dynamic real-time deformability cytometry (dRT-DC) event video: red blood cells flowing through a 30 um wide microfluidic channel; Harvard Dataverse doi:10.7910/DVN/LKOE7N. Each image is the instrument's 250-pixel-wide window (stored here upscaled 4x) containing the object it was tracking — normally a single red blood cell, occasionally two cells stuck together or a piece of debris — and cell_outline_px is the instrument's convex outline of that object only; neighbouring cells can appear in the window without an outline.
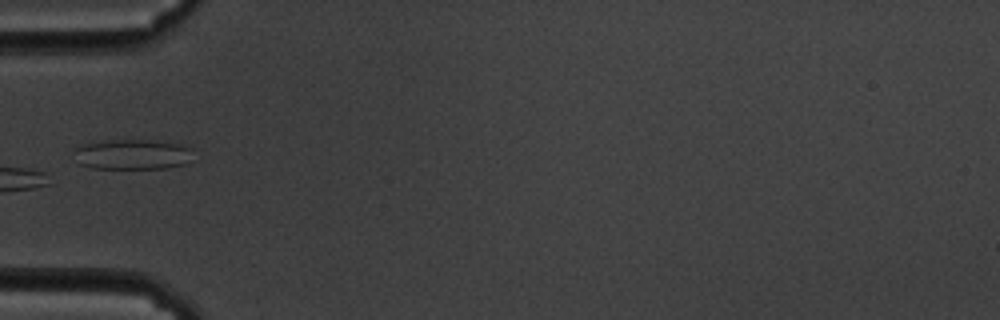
{"species": "common noctule bat (a hibernating species)", "species_latin": "Nyctalus noctula", "temperature_condition": "cold", "stored_images_in_passage": 32, "camera_frame_rate_fps": 3000, "um_per_image_px": 0.085, "animal": {"sex": "male", "body_mass_g": 19.5, "forearm_length_mm": 54.6}, "frame": {"image": 1, "passage_image": 1, "time_ms": 0.0, "image_size_px": [1000, 320], "cell_outline_px": [[192, 160], [184, 164], [168, 168], [92, 168], [80, 164], [72, 152], [72, 148], [80, 144], [112, 140], [144, 140], [176, 144], [192, 148]], "centroid_in_image_um": [11.21, 13.13], "position_along_channel_um": 73.8, "area_um2": 20.98}}